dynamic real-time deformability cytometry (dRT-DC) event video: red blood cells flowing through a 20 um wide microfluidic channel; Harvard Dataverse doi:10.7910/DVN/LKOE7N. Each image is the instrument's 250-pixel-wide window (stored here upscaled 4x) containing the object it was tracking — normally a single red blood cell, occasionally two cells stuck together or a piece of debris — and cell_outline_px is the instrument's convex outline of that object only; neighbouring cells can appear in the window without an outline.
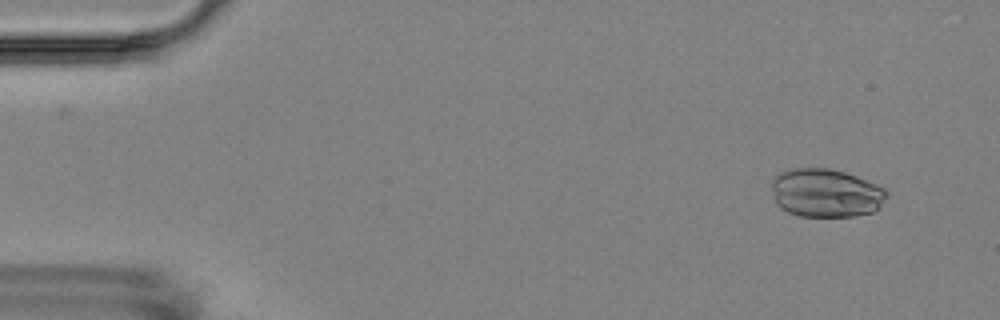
{"species": "Egyptian fruit bat (a non-hibernating species)", "species_latin": "Rousettus aegyptiacus", "temperature_condition": "room temperature", "stored_images_in_passage": 4, "camera_frame_rate_fps": 3000, "um_per_image_px": 0.085, "animal": {"sex": "female"}, "frame": {"image": 1, "passage_image": 1, "time_ms": 0.0, "image_size_px": [1000, 320], "cell_outline_px": [[888, 196], [872, 212], [856, 216], [800, 216], [788, 212], [780, 208], [776, 204], [772, 188], [772, 180], [780, 172], [792, 168], [828, 168], [844, 172], [856, 176], [876, 184], [884, 188], [888, 192]], "centroid_in_image_um": [70.18, 16.4], "position_along_channel_um": 14.8, "area_um2": 32.43}}